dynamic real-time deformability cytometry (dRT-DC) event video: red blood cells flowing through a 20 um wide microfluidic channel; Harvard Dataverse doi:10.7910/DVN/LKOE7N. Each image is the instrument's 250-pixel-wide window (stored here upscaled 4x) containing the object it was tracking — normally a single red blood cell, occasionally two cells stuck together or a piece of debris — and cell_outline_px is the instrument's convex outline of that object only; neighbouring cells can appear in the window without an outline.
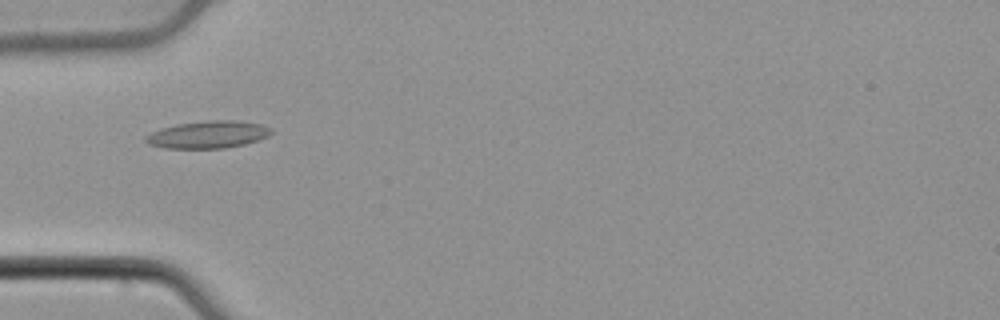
{"species": "common noctule bat (a hibernating species)", "species_latin": "Nyctalus noctula", "temperature_condition": "cold", "stored_images_in_passage": 44, "camera_frame_rate_fps": 3000, "um_per_image_px": 0.085, "animal": {"sex": "male", "body_mass_g": 21.5, "forearm_length_mm": 52.0}, "frame": {"image": 1, "passage_image": 8, "time_ms": 2.333, "image_size_px": [1000, 320], "cell_outline_px": [[272, 132], [268, 136], [244, 144], [224, 148], [164, 148], [148, 144], [144, 140], [144, 136], [160, 128], [176, 124], [208, 120], [240, 120], [260, 124], [272, 128]], "centroid_in_image_um": [17.65, 11.43], "position_along_channel_um": 67.3, "area_um2": 20.06}}
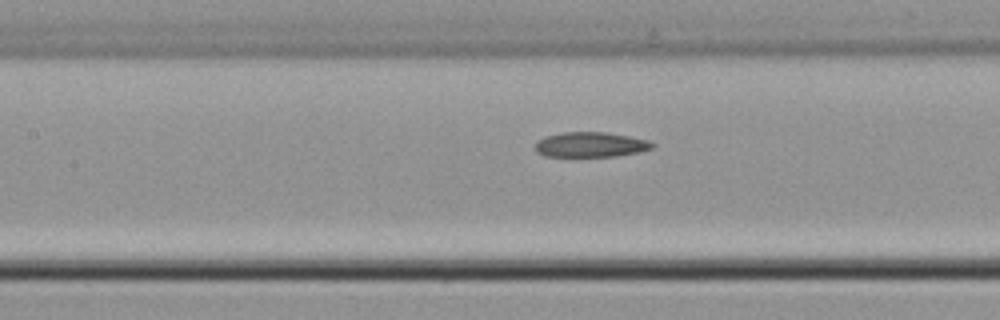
{"frame": {"image": 2, "passage_image": 15, "time_ms": 4.667, "image_size_px": [1000, 320], "cell_outline_px": [[656, 144], [652, 148], [640, 152], [616, 156], [544, 156], [536, 152], [536, 140], [544, 136], [564, 132], [608, 132], [648, 140]], "centroid_in_image_um": [50.2, 12.29], "position_along_channel_um": 157.2, "area_um2": 17.17}}
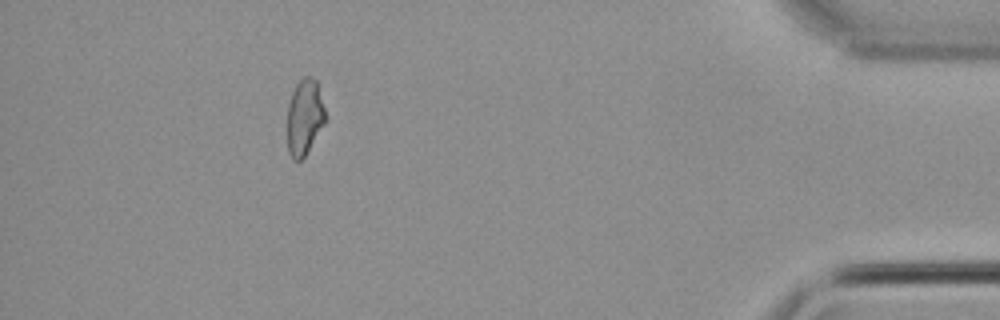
{"frame": {"image": 3, "passage_image": 39, "time_ms": 12.667, "image_size_px": [1000, 320], "cell_outline_px": [[328, 120], [304, 156], [300, 160], [292, 160], [288, 152], [288, 104], [292, 92], [296, 84], [304, 76], [312, 76], [316, 80]], "centroid_in_image_um": [25.9, 9.95], "position_along_channel_um": 409.3, "area_um2": 16.94}}